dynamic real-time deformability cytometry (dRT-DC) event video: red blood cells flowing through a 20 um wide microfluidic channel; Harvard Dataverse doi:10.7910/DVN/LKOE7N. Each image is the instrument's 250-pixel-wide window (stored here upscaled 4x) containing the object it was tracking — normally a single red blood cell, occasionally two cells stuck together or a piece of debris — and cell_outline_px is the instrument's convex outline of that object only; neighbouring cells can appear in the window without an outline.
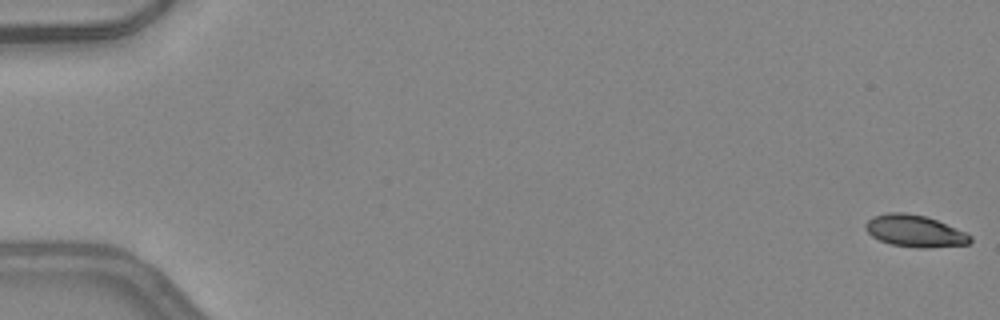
{"species": "common noctule bat (a hibernating species)", "species_latin": "Nyctalus noctula", "temperature_condition": "warm", "stored_images_in_passage": 50, "camera_frame_rate_fps": 3000, "um_per_image_px": 0.085, "animal": {"sex": "female", "body_mass_g": 24.6, "forearm_length_mm": 56.2}, "frame": {"image": 1, "passage_image": 1, "time_ms": 0.0, "image_size_px": [1000, 320], "cell_outline_px": [[972, 240], [968, 244], [924, 248], [920, 248], [892, 244], [880, 240], [872, 236], [864, 228], [864, 224], [872, 216], [888, 212], [904, 212], [924, 216], [936, 220], [964, 232], [972, 236]], "centroid_in_image_um": [77.72, 19.63], "position_along_channel_um": 7.3, "area_um2": 19.25}}
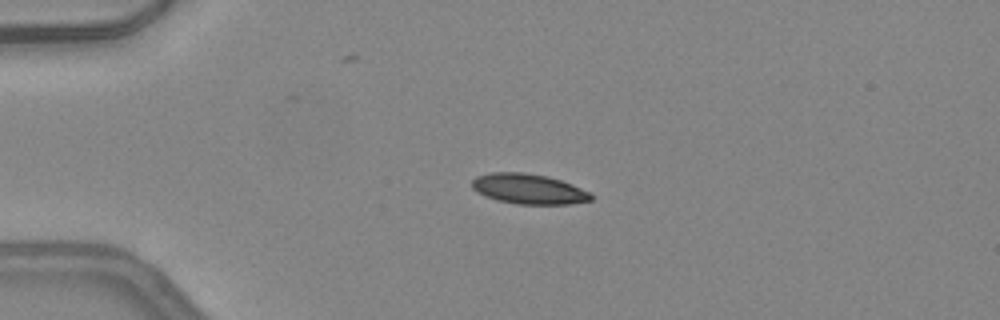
{"frame": {"image": 2, "passage_image": 13, "time_ms": 4.0, "image_size_px": [1000, 320], "cell_outline_px": [[592, 200], [572, 204], [516, 204], [496, 200], [484, 196], [476, 192], [472, 188], [472, 180], [476, 176], [492, 172], [524, 172], [548, 176], [572, 184], [592, 192]], "centroid_in_image_um": [44.93, 16.06], "position_along_channel_um": 40.1, "area_um2": 21.21}}
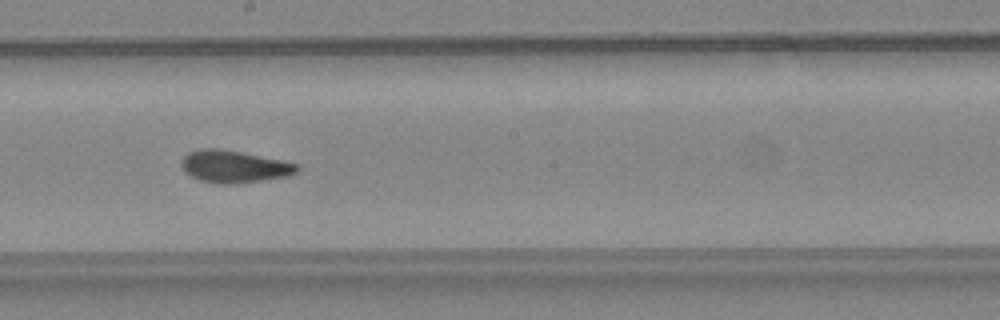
{"frame": {"image": 3, "passage_image": 29, "time_ms": 9.333, "image_size_px": [1000, 320], "cell_outline_px": [[300, 168], [296, 172], [288, 176], [236, 184], [216, 184], [200, 180], [184, 172], [180, 164], [180, 160], [188, 152], [200, 148], [220, 148], [284, 160], [300, 164]], "centroid_in_image_um": [19.89, 14.15], "position_along_channel_um": 228.3, "area_um2": 22.08}, "authors_computed_cell_mechanics": {"area_um2": 20.8947, "velocity_mm_per_s": 4.2277, "shape_relaxation_time_tau1_ms": 7.7861, "shape_relaxation_time_tau2_ms": 1.7942, "deformation_change_tau1": 0.2109, "deformation_change_tau2": 0.0731}}